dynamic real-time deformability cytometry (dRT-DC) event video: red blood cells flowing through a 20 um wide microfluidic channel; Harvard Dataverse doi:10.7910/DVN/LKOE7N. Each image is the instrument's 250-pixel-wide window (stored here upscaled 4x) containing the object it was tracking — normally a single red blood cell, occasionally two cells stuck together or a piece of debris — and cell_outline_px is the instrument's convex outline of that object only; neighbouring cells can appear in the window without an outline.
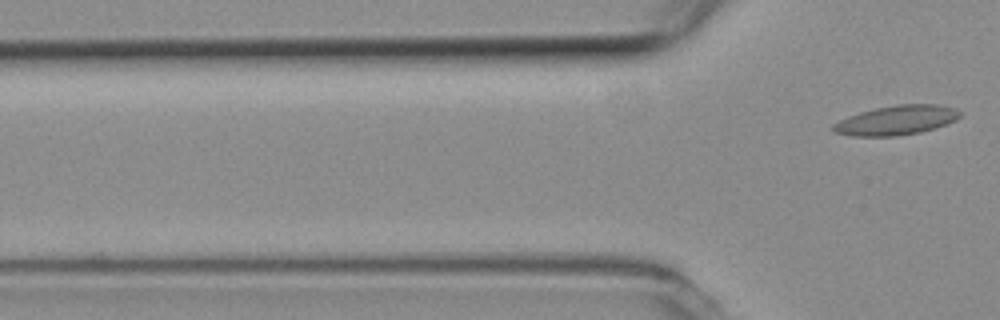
{"species": "common noctule bat (a hibernating species)", "species_latin": "Nyctalus noctula", "temperature_condition": "room temperature", "stored_images_in_passage": 5, "segment_of_instrument_passage": [2, 2], "camera_frame_rate_fps": 3000, "um_per_image_px": 0.085, "animal": {"sex": "female", "body_mass_g": 19.3, "forearm_length_mm": 54.1}, "frame": {"image": 1, "passage_image": 5, "time_ms": 1.333, "image_size_px": [1000, 320], "cell_outline_px": [[964, 112], [956, 120], [920, 132], [896, 136], [852, 136], [836, 132], [832, 128], [832, 124], [848, 116], [860, 112], [876, 108], [896, 104], [936, 104], [956, 108]], "centroid_in_image_um": [76.21, 10.21], "position_along_channel_um": 49.6, "area_um2": 21.68}}